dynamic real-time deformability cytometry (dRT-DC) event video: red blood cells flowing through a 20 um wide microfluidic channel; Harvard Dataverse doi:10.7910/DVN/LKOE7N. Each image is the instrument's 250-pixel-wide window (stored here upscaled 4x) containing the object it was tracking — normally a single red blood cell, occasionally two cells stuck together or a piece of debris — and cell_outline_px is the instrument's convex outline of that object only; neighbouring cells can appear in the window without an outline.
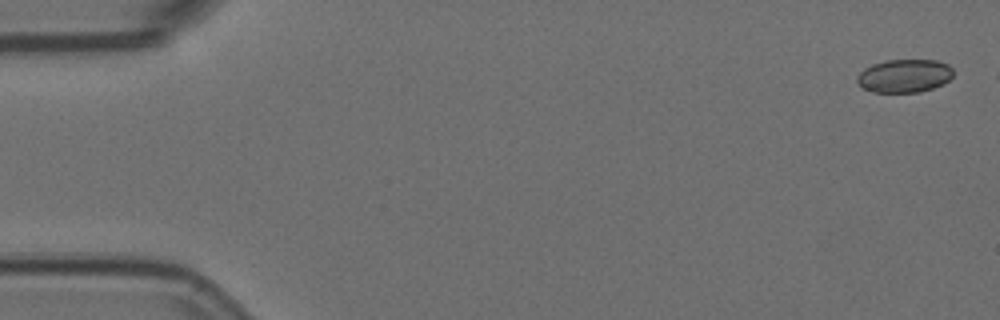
{"species": "Egyptian fruit bat (a non-hibernating species)", "species_latin": "Rousettus aegyptiacus", "temperature_condition": "room temperature", "stored_images_in_passage": 6, "camera_frame_rate_fps": 3000, "um_per_image_px": 0.085, "animal": {"sex": "female"}, "frame": {"image": 1, "passage_image": 1, "time_ms": 0.0, "image_size_px": [1000, 320], "cell_outline_px": [[952, 76], [944, 84], [920, 92], [872, 92], [860, 88], [856, 80], [856, 76], [864, 68], [872, 64], [888, 60], [936, 60], [948, 64], [952, 68]], "centroid_in_image_um": [76.84, 6.45], "position_along_channel_um": 8.2, "area_um2": 18.79}}
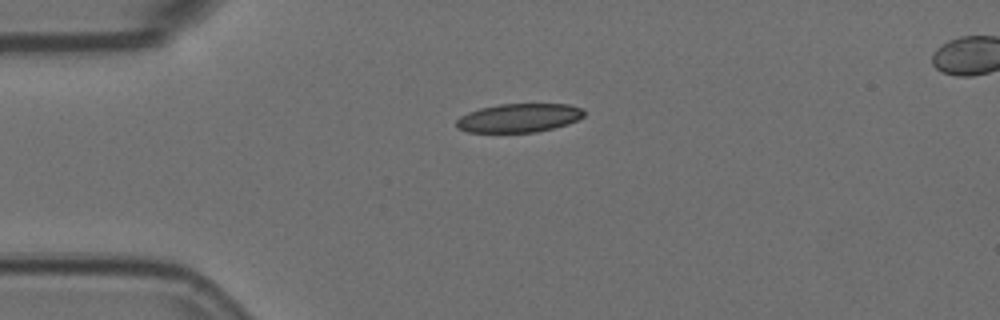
{"frame": {"image": 2, "passage_image": 6, "time_ms": 1.667, "image_size_px": [1000, 320], "cell_outline_px": [[584, 116], [568, 124], [536, 132], [468, 132], [456, 128], [456, 120], [460, 116], [468, 112], [480, 108], [500, 104], [568, 104], [580, 108], [584, 112]], "centroid_in_image_um": [44.07, 10.02], "position_along_channel_um": 40.9, "area_um2": 21.27}}